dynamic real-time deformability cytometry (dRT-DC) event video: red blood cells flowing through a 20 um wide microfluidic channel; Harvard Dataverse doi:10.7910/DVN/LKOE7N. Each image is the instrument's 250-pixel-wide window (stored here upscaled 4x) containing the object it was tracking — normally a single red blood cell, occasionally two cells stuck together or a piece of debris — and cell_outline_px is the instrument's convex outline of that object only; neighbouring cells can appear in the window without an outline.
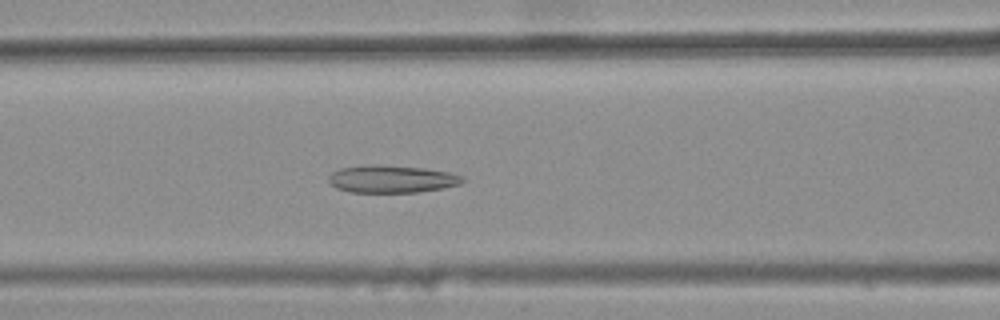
{"species": "common noctule bat (a hibernating species)", "species_latin": "Nyctalus noctula", "temperature_condition": "warm", "stored_images_in_passage": 42, "camera_frame_rate_fps": 3000, "um_per_image_px": 0.085, "animal": {"sex": "female", "body_mass_g": 25.1}, "frame": {"image": 1, "passage_image": 20, "time_ms": 6.333, "image_size_px": [1000, 320], "cell_outline_px": [[464, 180], [460, 184], [420, 192], [348, 192], [336, 188], [328, 180], [328, 176], [332, 172], [340, 168], [424, 168], [448, 172], [464, 176]], "centroid_in_image_um": [33.34, 15.28], "position_along_channel_um": 133.3, "area_um2": 20.17}}
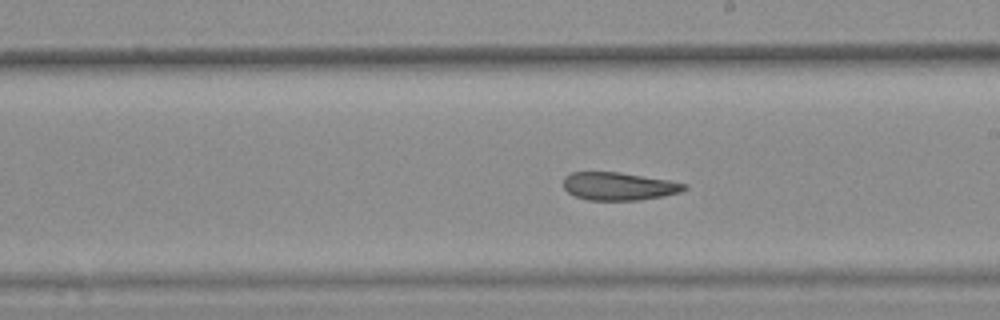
{"frame": {"image": 2, "passage_image": 28, "time_ms": 9.0, "image_size_px": [1000, 320], "cell_outline_px": [[688, 188], [680, 192], [664, 196], [640, 200], [588, 200], [576, 196], [568, 192], [564, 188], [564, 176], [572, 172], [620, 172], [668, 180], [688, 184]], "centroid_in_image_um": [52.62, 15.83], "position_along_channel_um": 236.4, "area_um2": 19.71}}
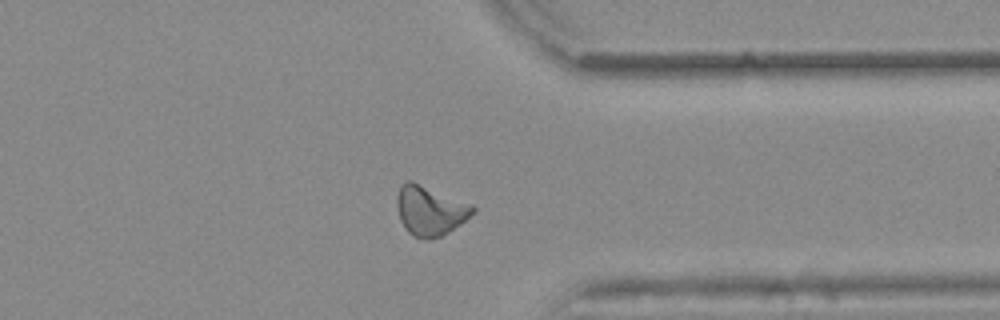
{"frame": {"image": 3, "passage_image": 39, "time_ms": 12.667, "image_size_px": [1000, 320], "cell_outline_px": [[476, 212], [460, 224], [448, 232], [432, 240], [428, 240], [412, 236], [404, 228], [400, 220], [396, 204], [396, 196], [400, 184], [404, 180], [412, 180], [472, 204], [476, 208]], "centroid_in_image_um": [36.53, 17.89], "position_along_channel_um": 374.9, "area_um2": 22.37}, "authors_computed_cell_mechanics": {"area_um2": 21.2993, "velocity_mm_per_s": 3.8785, "shape_relaxation_time_tau1_ms": null, "shape_relaxation_time_tau2_ms": 4.5361, "deformation_change_tau1": null, "deformation_change_tau2": 0.1479}}